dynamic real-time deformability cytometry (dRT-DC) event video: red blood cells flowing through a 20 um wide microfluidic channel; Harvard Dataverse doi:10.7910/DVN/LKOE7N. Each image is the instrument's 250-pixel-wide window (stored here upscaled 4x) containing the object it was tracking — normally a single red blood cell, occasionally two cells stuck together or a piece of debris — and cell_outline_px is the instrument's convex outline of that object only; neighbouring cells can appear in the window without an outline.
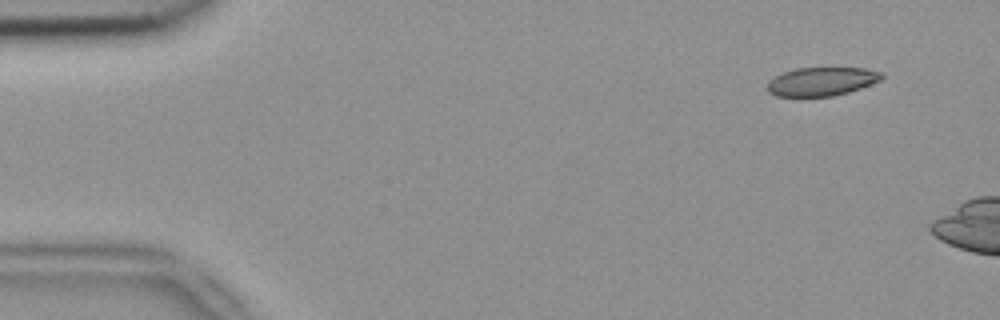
{"species": "common noctule bat (a hibernating species)", "species_latin": "Nyctalus noctula", "temperature_condition": "room temperature", "stored_images_in_passage": 2, "camera_frame_rate_fps": 3000, "um_per_image_px": 0.085, "animal": {"sex": "female", "body_mass_g": 18.4}, "frame": {"image": 1, "passage_image": 1, "time_ms": 0.0, "image_size_px": [1000, 320], "cell_outline_px": [[884, 76], [880, 80], [860, 88], [848, 92], [832, 96], [776, 96], [768, 92], [768, 80], [784, 72], [796, 68], [864, 68], [884, 72]], "centroid_in_image_um": [69.85, 6.92], "position_along_channel_um": 15.2, "area_um2": 18.96}}